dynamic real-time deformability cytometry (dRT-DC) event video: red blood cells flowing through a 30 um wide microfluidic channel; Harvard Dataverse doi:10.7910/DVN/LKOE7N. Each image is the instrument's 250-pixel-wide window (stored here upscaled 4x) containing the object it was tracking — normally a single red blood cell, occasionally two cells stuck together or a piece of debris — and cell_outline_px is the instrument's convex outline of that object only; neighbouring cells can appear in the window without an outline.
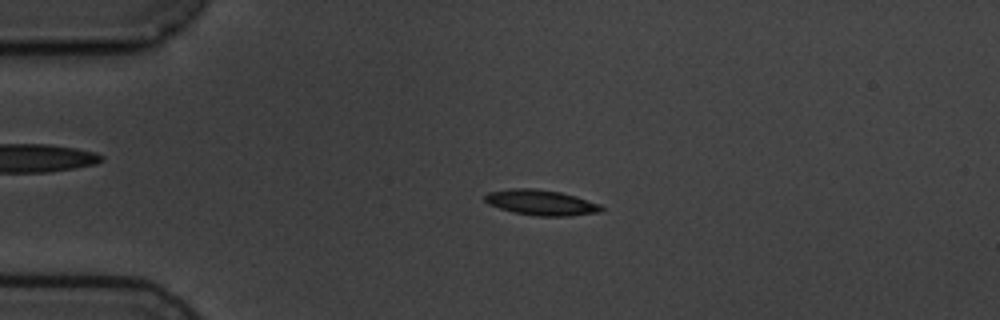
{"species": "common noctule bat (a hibernating species)", "species_latin": "Nyctalus noctula", "temperature_condition": "cold", "stored_images_in_passage": 4, "camera_frame_rate_fps": 3000, "um_per_image_px": 0.085, "animal": {"sex": "male", "body_mass_g": 19.5, "forearm_length_mm": 54.6}, "frame": {"image": 1, "passage_image": 3, "time_ms": 2.333, "image_size_px": [1000, 320], "cell_outline_px": [[604, 208], [600, 212], [568, 216], [536, 216], [516, 212], [500, 208], [488, 204], [484, 200], [484, 196], [488, 192], [512, 188], [532, 188], [560, 192], [576, 196], [600, 204]], "centroid_in_image_um": [45.99, 17.21], "position_along_channel_um": 39.0, "area_um2": 17.17}}